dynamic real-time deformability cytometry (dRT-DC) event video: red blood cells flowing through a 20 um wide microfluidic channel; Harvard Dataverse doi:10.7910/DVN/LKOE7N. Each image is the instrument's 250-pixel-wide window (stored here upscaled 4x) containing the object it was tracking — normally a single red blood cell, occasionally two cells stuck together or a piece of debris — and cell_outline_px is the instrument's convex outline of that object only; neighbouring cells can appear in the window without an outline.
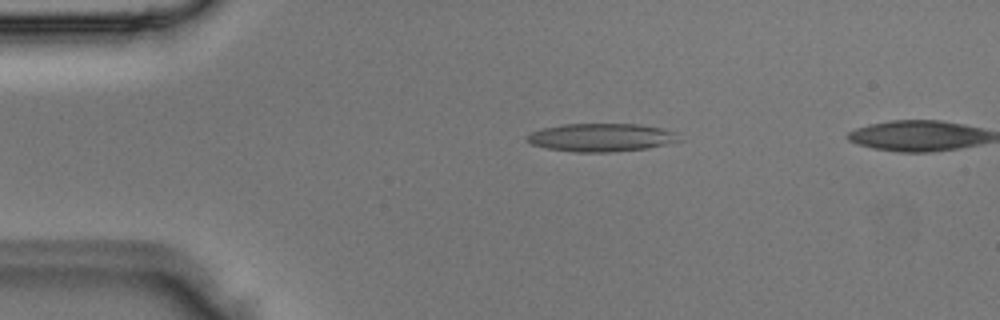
{"species": "Egyptian fruit bat (a non-hibernating species)", "species_latin": "Rousettus aegyptiacus", "temperature_condition": "room temperature", "stored_images_in_passage": 4, "camera_frame_rate_fps": 3000, "um_per_image_px": 0.085, "animal": {"sex": "male"}, "frame": {"image": 1, "passage_image": 2, "time_ms": 0.333, "image_size_px": [1000, 320], "cell_outline_px": [[680, 140], [648, 148], [612, 152], [576, 152], [544, 148], [532, 144], [524, 140], [524, 136], [540, 128], [564, 124], [640, 124], [660, 128], [672, 132]], "centroid_in_image_um": [50.98, 11.69], "position_along_channel_um": 34.0, "area_um2": 24.85}}